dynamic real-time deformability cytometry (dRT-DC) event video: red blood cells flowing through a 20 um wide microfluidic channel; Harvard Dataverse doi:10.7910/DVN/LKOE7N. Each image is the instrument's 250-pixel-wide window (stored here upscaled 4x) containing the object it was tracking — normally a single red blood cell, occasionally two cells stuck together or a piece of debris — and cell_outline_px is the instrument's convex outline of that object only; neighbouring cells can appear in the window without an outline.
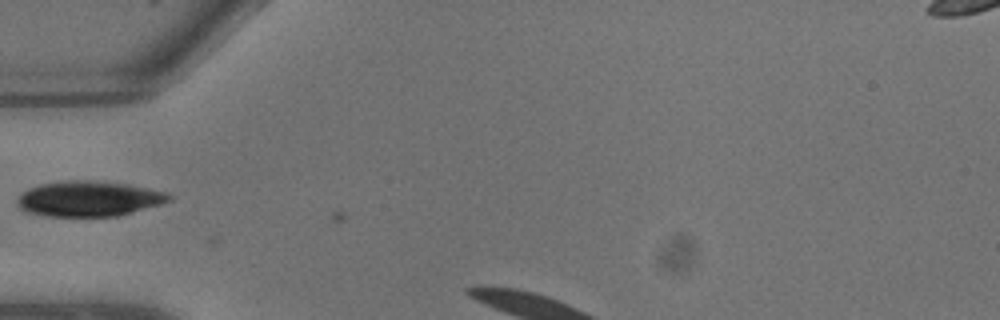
{"species": "common noctule bat (a hibernating species)", "species_latin": "Nyctalus noctula", "temperature_condition": "warm", "stored_images_in_passage": 4, "camera_frame_rate_fps": 3000, "um_per_image_px": 0.085, "animal": {"sex": "male", "body_mass_g": 13.3}, "frame": {"image": 1, "passage_image": 3, "time_ms": 0.667, "image_size_px": [1000, 320], "cell_outline_px": [[172, 200], [160, 204], [116, 216], [44, 216], [24, 212], [16, 204], [16, 200], [28, 188], [40, 184], [68, 180], [88, 180], [124, 184], [164, 192], [172, 196]], "centroid_in_image_um": [7.47, 16.9], "position_along_channel_um": 77.5, "area_um2": 30.92}}